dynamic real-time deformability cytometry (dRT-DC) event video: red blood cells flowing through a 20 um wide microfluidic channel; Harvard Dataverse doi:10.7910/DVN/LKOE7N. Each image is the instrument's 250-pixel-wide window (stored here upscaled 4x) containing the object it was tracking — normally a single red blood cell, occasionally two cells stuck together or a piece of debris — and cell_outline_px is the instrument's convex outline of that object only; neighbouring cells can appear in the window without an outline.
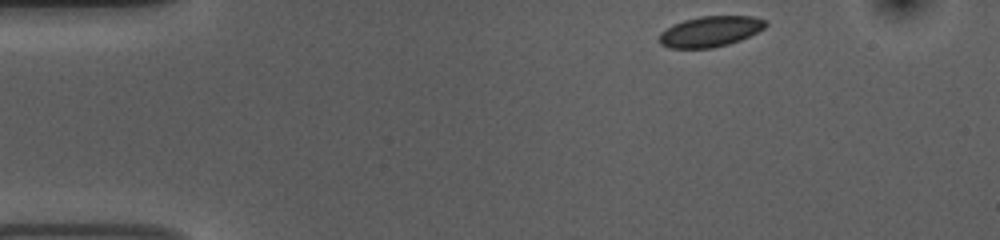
{"species": "common noctule bat (a hibernating species)", "species_latin": "Nyctalus noctula", "temperature_condition": "room temperature", "stored_images_in_passage": 47, "camera_frame_rate_fps": 3000, "um_per_image_px": 0.085, "animal": {"sex": "female", "body_mass_g": 10.0, "forearm_length_mm": 53.1}, "frame": {"image": 1, "passage_image": 1, "time_ms": 0.0, "image_size_px": [1000, 240], "cell_outline_px": [[768, 24], [764, 28], [740, 40], [728, 44], [712, 48], [668, 48], [660, 44], [660, 32], [672, 24], [684, 20], [700, 16], [752, 16], [768, 20]], "centroid_in_image_um": [60.37, 2.67], "position_along_channel_um": 24.6, "area_um2": 19.02}}
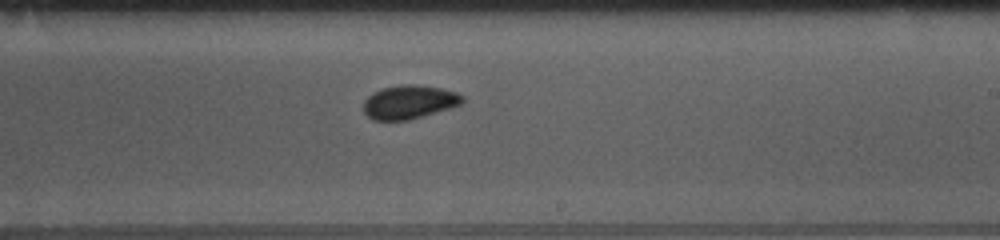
{"frame": {"image": 2, "passage_image": 25, "time_ms": 8.0, "image_size_px": [1000, 240], "cell_outline_px": [[464, 100], [460, 104], [448, 108], [408, 120], [372, 120], [364, 112], [364, 100], [372, 92], [380, 88], [400, 84], [412, 84], [440, 88], [456, 92], [464, 96]], "centroid_in_image_um": [34.74, 8.66], "position_along_channel_um": 254.3, "area_um2": 19.31}}
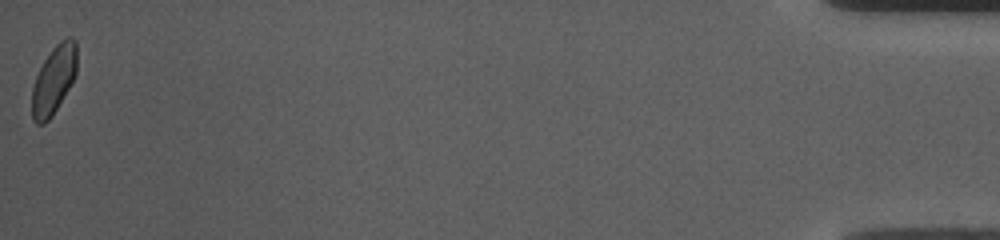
{"frame": {"image": 3, "passage_image": 47, "time_ms": 15.333, "image_size_px": [1000, 240], "cell_outline_px": [[76, 72], [68, 88], [52, 116], [44, 124], [36, 124], [32, 120], [32, 88], [36, 76], [44, 60], [52, 48], [60, 40], [68, 36], [72, 36], [76, 40]], "centroid_in_image_um": [4.56, 6.77], "position_along_channel_um": 430.6, "area_um2": 17.74}, "authors_computed_cell_mechanics": {"area_um2": 18.785, "velocity_mm_per_s": 3.7101, "shape_relaxation_time_tau1_ms": 1.9812, "shape_relaxation_time_tau2_ms": null, "deformation_change_tau1": 0.0648, "deformation_change_tau2": null}}